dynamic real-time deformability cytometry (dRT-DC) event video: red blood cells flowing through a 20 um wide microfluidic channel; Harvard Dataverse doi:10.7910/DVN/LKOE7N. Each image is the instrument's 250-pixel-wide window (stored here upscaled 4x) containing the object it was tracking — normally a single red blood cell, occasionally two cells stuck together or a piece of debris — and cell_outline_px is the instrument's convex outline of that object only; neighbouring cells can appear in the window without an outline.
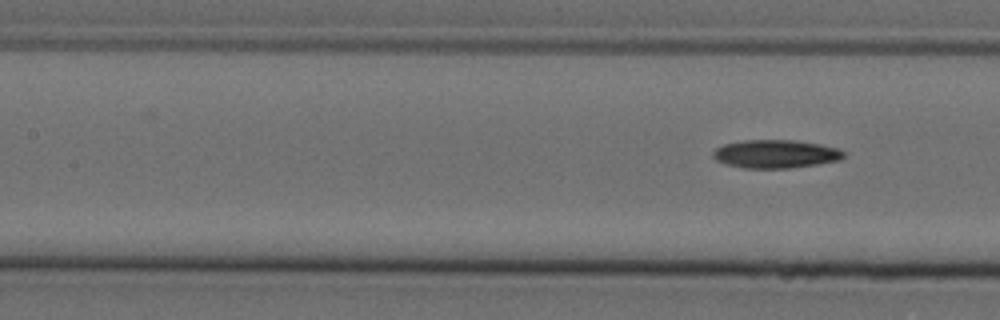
{"species": "Egyptian fruit bat (a non-hibernating species)", "species_latin": "Rousettus aegyptiacus", "temperature_condition": "cold", "stored_images_in_passage": 4, "segment_of_instrument_passage": [2, 2], "camera_frame_rate_fps": 3000, "um_per_image_px": 0.085, "animal": {"sex": "female"}, "frame": {"image": 1, "passage_image": 4, "time_ms": 1.0, "image_size_px": [1000, 320], "cell_outline_px": [[844, 156], [840, 160], [816, 164], [788, 168], [744, 168], [724, 164], [716, 160], [712, 156], [712, 152], [716, 148], [724, 144], [744, 140], [796, 140], [820, 144], [840, 148], [844, 152]], "centroid_in_image_um": [65.91, 13.08], "position_along_channel_um": 141.5, "area_um2": 21.62}}